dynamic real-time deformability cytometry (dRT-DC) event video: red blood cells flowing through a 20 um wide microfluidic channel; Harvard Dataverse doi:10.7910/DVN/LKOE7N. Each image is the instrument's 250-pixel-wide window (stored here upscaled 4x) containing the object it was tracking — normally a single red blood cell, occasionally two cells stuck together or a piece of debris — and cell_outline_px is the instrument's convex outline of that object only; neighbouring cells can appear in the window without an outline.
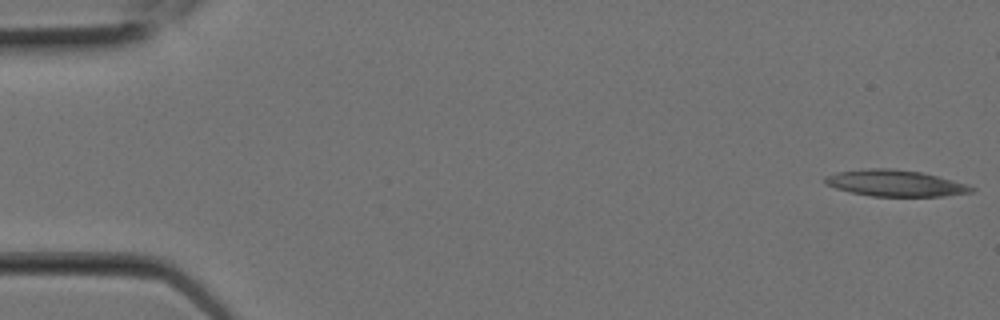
{"species": "Egyptian fruit bat (a non-hibernating species)", "species_latin": "Rousettus aegyptiacus", "temperature_condition": "room temperature", "stored_images_in_passage": 9, "camera_frame_rate_fps": 3000, "um_per_image_px": 0.085, "animal": {"sex": "female"}, "frame": {"image": 1, "passage_image": 1, "time_ms": 0.0, "image_size_px": [1000, 320], "cell_outline_px": [[976, 188], [972, 192], [944, 196], [872, 196], [852, 192], [836, 188], [824, 184], [824, 176], [836, 172], [868, 168], [888, 168], [920, 172], [968, 184]], "centroid_in_image_um": [76.07, 15.57], "position_along_channel_um": 8.9, "area_um2": 22.37}}
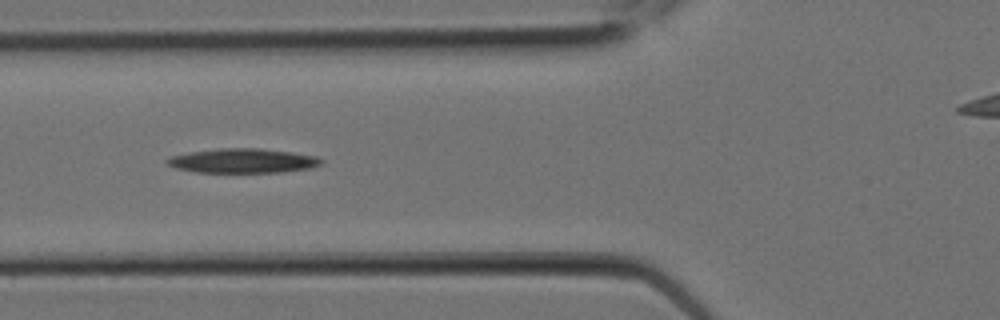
{"frame": {"image": 2, "passage_image": 8, "time_ms": 2.333, "image_size_px": [1000, 320], "cell_outline_px": [[324, 164], [312, 168], [284, 172], [196, 172], [176, 168], [168, 164], [164, 160], [172, 156], [192, 152], [220, 148], [260, 148], [316, 156], [324, 160]], "centroid_in_image_um": [20.7, 13.67], "position_along_channel_um": 105.1, "area_um2": 21.85}}
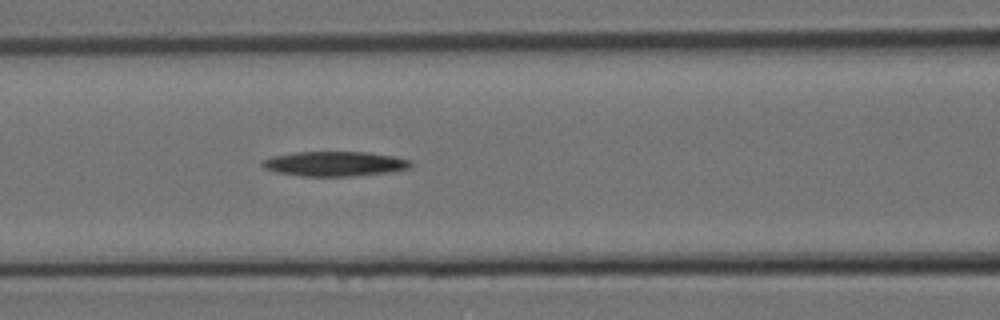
{"frame": {"image": 3, "passage_image": 9, "time_ms": 2.667, "image_size_px": [1000, 320], "cell_outline_px": [[412, 164], [408, 168], [392, 172], [352, 176], [300, 176], [276, 172], [264, 168], [260, 164], [260, 160], [272, 156], [296, 152], [368, 152], [392, 156], [412, 160]], "centroid_in_image_um": [28.42, 13.92], "position_along_channel_um": 138.2, "area_um2": 21.56}}